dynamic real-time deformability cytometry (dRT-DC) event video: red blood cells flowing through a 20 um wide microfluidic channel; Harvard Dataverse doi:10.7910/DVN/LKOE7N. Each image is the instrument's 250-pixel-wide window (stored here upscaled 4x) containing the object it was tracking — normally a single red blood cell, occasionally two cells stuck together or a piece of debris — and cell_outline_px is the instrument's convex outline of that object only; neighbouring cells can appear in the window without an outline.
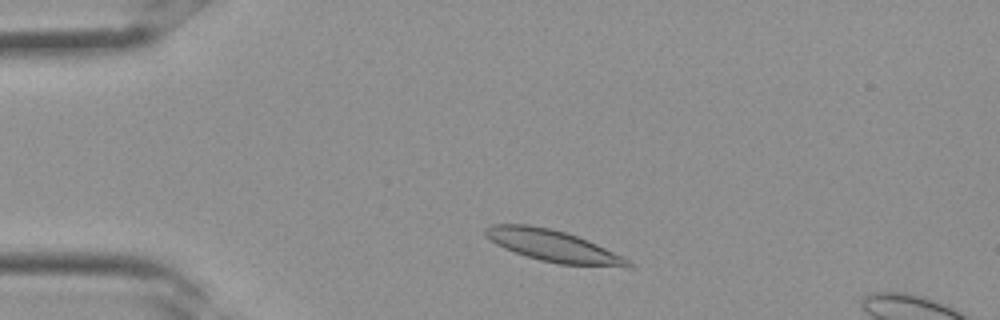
{"species": "Egyptian fruit bat (a non-hibernating species)", "species_latin": "Rousettus aegyptiacus", "temperature_condition": "room temperature", "stored_images_in_passage": 31, "segment_of_instrument_passage": [1, 2], "camera_frame_rate_fps": 3000, "um_per_image_px": 0.085, "frame": {"image": 1, "passage_image": 3, "time_ms": 0.667, "image_size_px": [1000, 320], "cell_outline_px": [[632, 268], [624, 268], [560, 264], [540, 260], [504, 248], [496, 244], [484, 232], [484, 228], [492, 224], [528, 224], [548, 228], [564, 232], [588, 240], [624, 256], [632, 260]], "centroid_in_image_um": [47.12, 20.92], "position_along_channel_um": 37.9, "area_um2": 26.36}}
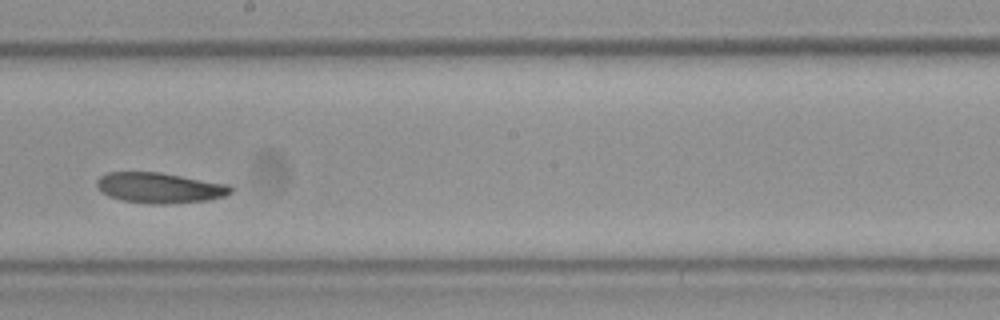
{"frame": {"image": 2, "passage_image": 15, "time_ms": 4.667, "image_size_px": [1000, 320], "cell_outline_px": [[232, 192], [224, 196], [208, 200], [164, 204], [148, 204], [120, 200], [108, 196], [100, 192], [96, 184], [96, 180], [100, 176], [108, 172], [160, 172], [228, 184], [232, 188]], "centroid_in_image_um": [13.53, 15.96], "position_along_channel_um": 234.7, "area_um2": 23.93}}
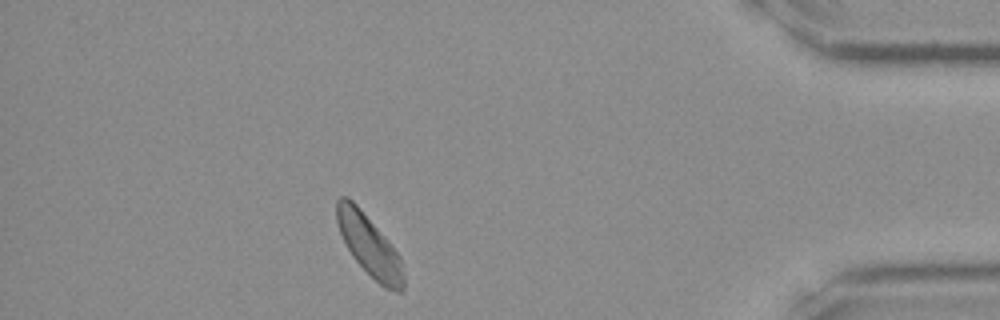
{"frame": {"image": 3, "passage_image": 26, "time_ms": 8.333, "image_size_px": [1000, 320], "cell_outline_px": [[404, 288], [400, 292], [396, 292], [384, 288], [352, 256], [336, 224], [336, 200], [340, 196], [348, 196], [356, 204], [384, 236], [400, 256], [404, 276]], "centroid_in_image_um": [31.38, 20.86], "position_along_channel_um": 403.8, "area_um2": 23.35}}